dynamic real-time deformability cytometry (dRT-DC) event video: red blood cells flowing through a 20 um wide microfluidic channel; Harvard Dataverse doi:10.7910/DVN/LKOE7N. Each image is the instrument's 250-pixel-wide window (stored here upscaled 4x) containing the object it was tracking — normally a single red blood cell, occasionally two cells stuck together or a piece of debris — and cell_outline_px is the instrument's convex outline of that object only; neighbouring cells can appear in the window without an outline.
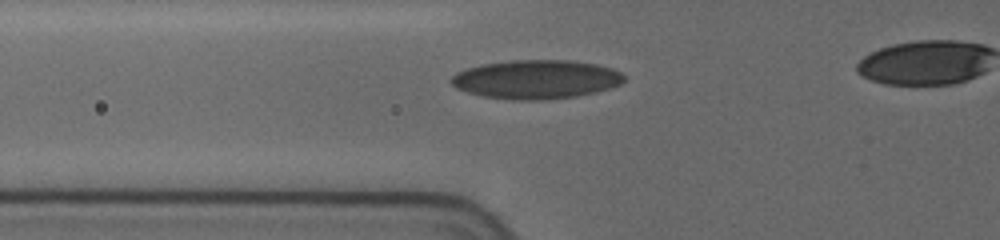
{"species": "human", "species_latin": "Homo sapiens", "temperature_condition": "cold", "stored_images_in_passage": 8, "camera_frame_rate_fps": 3000, "um_per_image_px": 0.085, "donor": {"sex": "female"}, "frame": {"image": 1, "passage_image": 5, "time_ms": 3.667, "image_size_px": [1000, 240], "cell_outline_px": [[624, 80], [620, 84], [596, 92], [576, 96], [540, 100], [508, 100], [480, 96], [456, 88], [448, 80], [456, 72], [468, 68], [484, 64], [512, 60], [572, 60], [596, 64], [612, 68], [620, 72], [624, 76]], "centroid_in_image_um": [45.54, 6.75], "position_along_channel_um": 80.3, "area_um2": 39.25}}
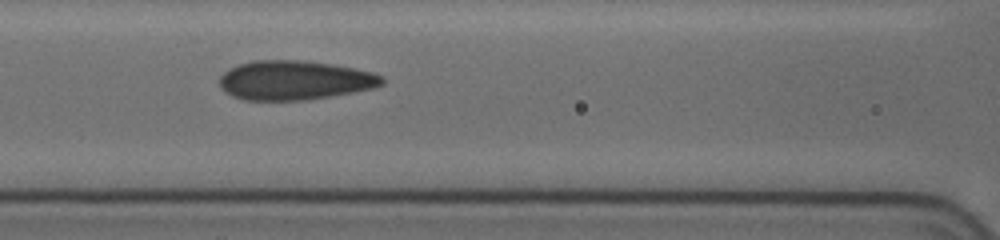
{"frame": {"image": 2, "passage_image": 7, "time_ms": 5.333, "image_size_px": [1000, 240], "cell_outline_px": [[384, 84], [372, 88], [352, 92], [304, 100], [244, 100], [232, 96], [220, 84], [220, 76], [228, 68], [252, 60], [296, 60], [332, 64], [372, 72], [384, 76]], "centroid_in_image_um": [25.04, 6.81], "position_along_channel_um": 141.6, "area_um2": 36.88}}
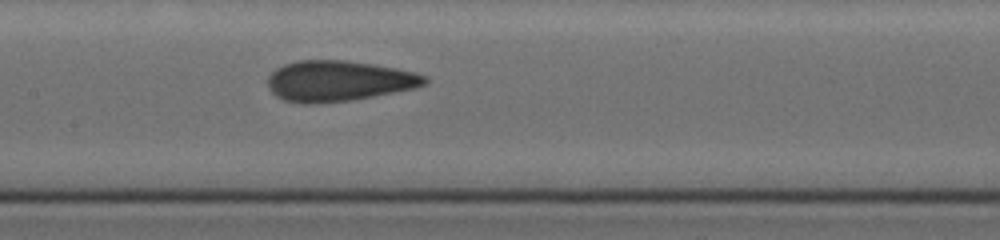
{"frame": {"image": 3, "passage_image": 8, "time_ms": 6.333, "image_size_px": [1000, 240], "cell_outline_px": [[428, 84], [416, 88], [352, 100], [320, 104], [304, 104], [284, 100], [276, 96], [268, 88], [268, 76], [276, 68], [284, 64], [300, 60], [344, 60], [372, 64], [396, 68], [416, 72], [428, 76]], "centroid_in_image_um": [28.8, 6.89], "position_along_channel_um": 178.6, "area_um2": 37.51}}